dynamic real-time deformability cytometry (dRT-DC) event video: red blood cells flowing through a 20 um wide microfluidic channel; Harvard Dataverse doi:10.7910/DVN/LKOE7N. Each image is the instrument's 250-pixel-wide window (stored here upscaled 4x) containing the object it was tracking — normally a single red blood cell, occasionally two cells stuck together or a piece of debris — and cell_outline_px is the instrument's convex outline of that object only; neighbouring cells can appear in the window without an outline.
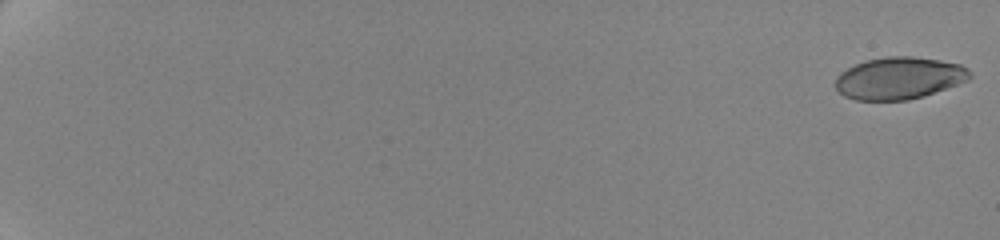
{"species": "human", "species_latin": "Homo sapiens", "temperature_condition": "cold", "stored_images_in_passage": 62, "camera_frame_rate_fps": 3000, "um_per_image_px": 0.085, "donor": {"sex": "female"}, "frame": {"image": 1, "passage_image": 1, "time_ms": 0.0, "image_size_px": [1000, 240], "cell_outline_px": [[972, 76], [968, 80], [924, 96], [908, 100], [856, 100], [844, 96], [836, 88], [836, 76], [840, 72], [864, 60], [884, 56], [912, 56], [940, 60], [960, 64], [968, 68], [972, 72]], "centroid_in_image_um": [76.43, 6.63], "position_along_channel_um": 8.6, "area_um2": 33.12}}
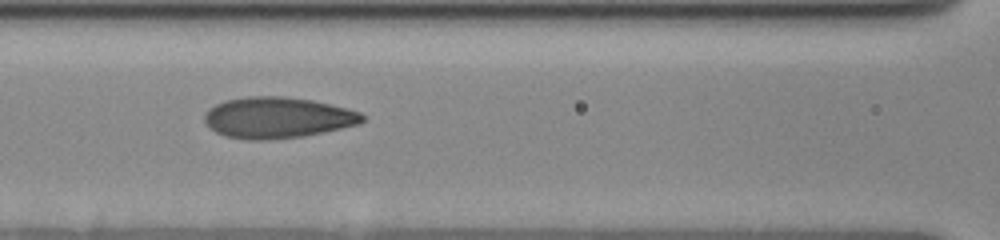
{"frame": {"image": 2, "passage_image": 32, "time_ms": 10.333, "image_size_px": [1000, 240], "cell_outline_px": [[364, 120], [360, 124], [304, 136], [264, 140], [248, 140], [224, 136], [208, 128], [204, 120], [204, 116], [208, 108], [224, 100], [248, 96], [284, 96], [312, 100], [348, 108], [360, 112], [364, 116]], "centroid_in_image_um": [23.56, 10.0], "position_along_channel_um": 143.0, "area_um2": 38.03}}
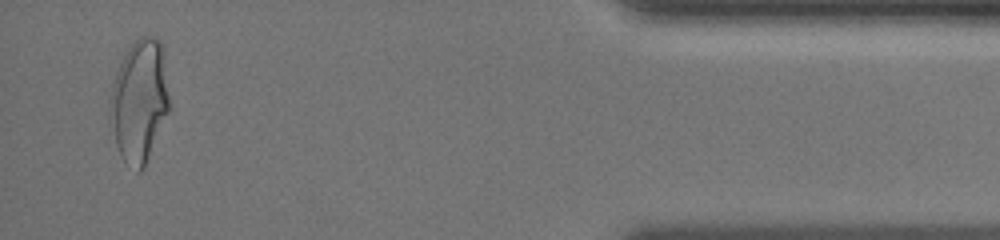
{"frame": {"image": 3, "passage_image": 60, "time_ms": 19.667, "image_size_px": [1000, 240], "cell_outline_px": [[168, 112], [144, 168], [140, 172], [136, 172], [120, 156], [116, 144], [108, 116], [108, 104], [112, 84], [116, 72], [124, 52], [140, 36], [156, 36], [164, 44], [168, 96]], "centroid_in_image_um": [11.83, 8.54], "position_along_channel_um": 423.4, "area_um2": 42.83}, "authors_computed_cell_mechanics": {"area_um2": 36.0961, "velocity_mm_per_s": 3.5082, "shape_relaxation_time_tau1_ms": 3.9585, "shape_relaxation_time_tau2_ms": 0.9747, "deformation_change_tau1": 0.1608, "deformation_change_tau2": 0.0618}}